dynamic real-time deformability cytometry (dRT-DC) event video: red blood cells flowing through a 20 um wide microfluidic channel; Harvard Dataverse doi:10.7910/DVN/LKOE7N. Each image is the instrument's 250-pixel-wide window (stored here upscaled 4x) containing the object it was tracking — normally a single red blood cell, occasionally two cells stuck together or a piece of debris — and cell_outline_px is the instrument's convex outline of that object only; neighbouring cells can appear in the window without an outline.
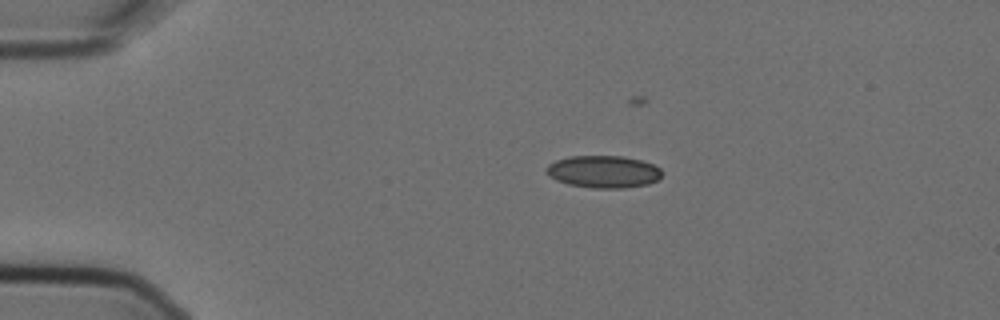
{"species": "Egyptian fruit bat (a non-hibernating species)", "species_latin": "Rousettus aegyptiacus", "temperature_condition": "cold", "stored_images_in_passage": 4, "camera_frame_rate_fps": 3000, "um_per_image_px": 0.085, "animal": {"sex": "female"}, "frame": {"image": 1, "passage_image": 2, "time_ms": 0.333, "image_size_px": [1000, 320], "cell_outline_px": [[660, 176], [656, 180], [648, 184], [624, 188], [592, 188], [568, 184], [556, 180], [548, 176], [544, 172], [544, 168], [548, 164], [556, 160], [568, 156], [624, 156], [640, 160], [652, 164], [660, 168]], "centroid_in_image_um": [51.22, 14.59], "position_along_channel_um": 33.8, "area_um2": 21.85}}
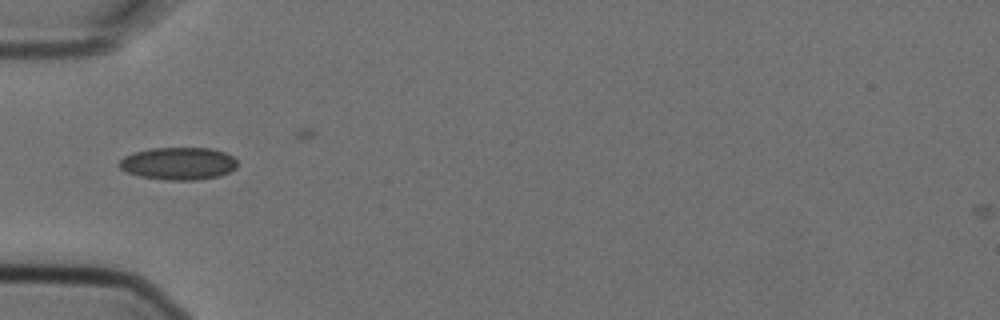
{"frame": {"image": 2, "passage_image": 4, "time_ms": 1.0, "image_size_px": [1000, 320], "cell_outline_px": [[236, 168], [220, 176], [192, 180], [168, 180], [140, 176], [128, 172], [120, 168], [116, 164], [124, 156], [132, 152], [152, 148], [212, 148], [224, 152], [232, 156], [236, 160]], "centroid_in_image_um": [15.14, 13.89], "position_along_channel_um": 69.9, "area_um2": 22.37}}